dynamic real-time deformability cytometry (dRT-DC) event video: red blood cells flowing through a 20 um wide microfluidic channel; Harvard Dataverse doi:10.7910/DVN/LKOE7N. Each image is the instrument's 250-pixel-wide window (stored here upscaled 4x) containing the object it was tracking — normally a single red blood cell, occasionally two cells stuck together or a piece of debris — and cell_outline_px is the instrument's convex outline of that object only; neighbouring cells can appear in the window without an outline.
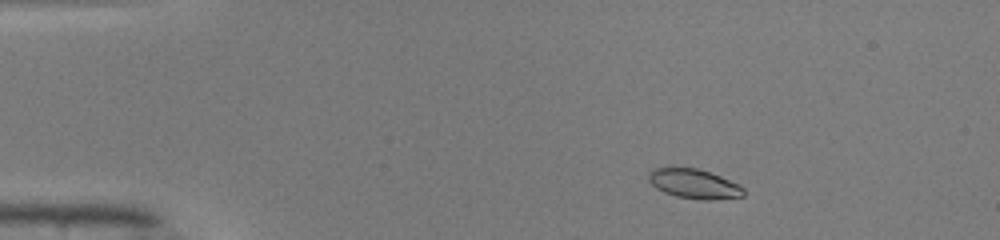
{"species": "common noctule bat (a hibernating species)", "species_latin": "Nyctalus noctula", "temperature_condition": "warm", "stored_images_in_passage": 46, "camera_frame_rate_fps": 3000, "um_per_image_px": 0.085, "animal": {"sex": "male", "body_mass_g": 19.0, "forearm_length_mm": 50.8}, "frame": {"image": 1, "passage_image": 5, "time_ms": 1.333, "image_size_px": [1000, 240], "cell_outline_px": [[744, 196], [712, 200], [700, 200], [676, 196], [664, 192], [656, 188], [648, 180], [648, 172], [652, 168], [696, 168], [720, 176], [740, 184], [744, 188]], "centroid_in_image_um": [59.0, 15.63], "position_along_channel_um": 26.0, "area_um2": 16.36}}
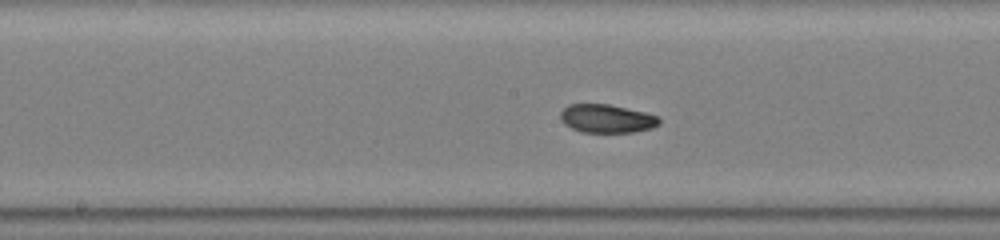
{"frame": {"image": 2, "passage_image": 23, "time_ms": 7.333, "image_size_px": [1000, 240], "cell_outline_px": [[660, 124], [652, 128], [632, 132], [580, 132], [564, 124], [560, 120], [560, 112], [568, 104], [608, 104], [644, 112], [660, 116]], "centroid_in_image_um": [51.57, 10.08], "position_along_channel_um": 196.6, "area_um2": 16.42}}
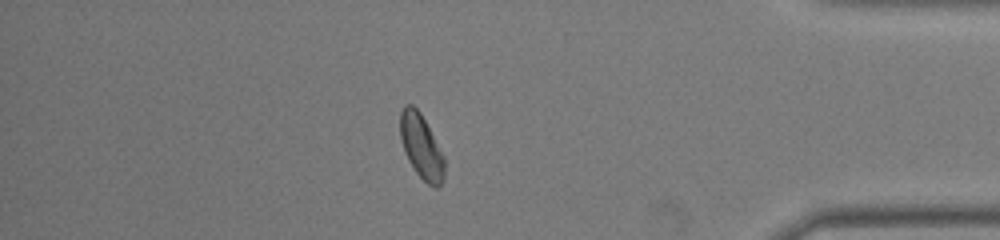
{"frame": {"image": 3, "passage_image": 40, "time_ms": 13.0, "image_size_px": [1000, 240], "cell_outline_px": [[444, 176], [440, 184], [436, 188], [432, 188], [416, 172], [408, 160], [404, 152], [400, 136], [400, 112], [404, 104], [412, 104], [420, 112], [444, 156]], "centroid_in_image_um": [35.79, 12.45], "position_along_channel_um": 399.4, "area_um2": 16.47}, "authors_computed_cell_mechanics": {"area_um2": 16.6175, "velocity_mm_per_s": 4.1268, "shape_relaxation_time_tau1_ms": null, "shape_relaxation_time_tau2_ms": 2.6914, "deformation_change_tau1": null, "deformation_change_tau2": 0.0634}}